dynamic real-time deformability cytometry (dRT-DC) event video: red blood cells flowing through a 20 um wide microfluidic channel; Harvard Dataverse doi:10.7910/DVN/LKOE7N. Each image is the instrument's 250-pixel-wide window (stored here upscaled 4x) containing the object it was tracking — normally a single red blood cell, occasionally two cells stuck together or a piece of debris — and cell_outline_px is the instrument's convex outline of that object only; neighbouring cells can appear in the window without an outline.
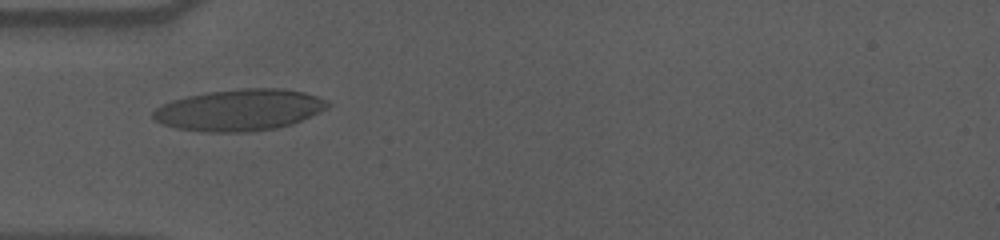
{"species": "human", "species_latin": "Homo sapiens", "temperature_condition": "cold", "stored_images_in_passage": 40, "camera_frame_rate_fps": 3000, "um_per_image_px": 0.085, "donor": {"sex": "male"}, "frame": {"image": 1, "passage_image": 1, "time_ms": 0.0, "image_size_px": [1000, 240], "cell_outline_px": [[332, 104], [328, 108], [320, 112], [292, 124], [276, 128], [244, 132], [208, 132], [176, 128], [160, 124], [152, 116], [152, 112], [156, 108], [172, 100], [188, 96], [208, 92], [244, 88], [280, 88], [304, 92], [316, 96]], "centroid_in_image_um": [20.36, 9.35], "position_along_channel_um": 64.6, "area_um2": 42.08}}
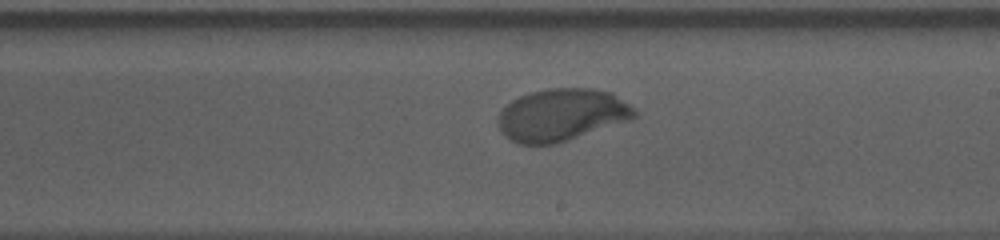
{"frame": {"image": 2, "passage_image": 16, "time_ms": 5.0, "image_size_px": [1000, 240], "cell_outline_px": [[636, 116], [632, 120], [556, 144], [520, 144], [504, 136], [500, 132], [500, 112], [512, 100], [520, 96], [532, 92], [548, 88], [592, 88], [612, 92], [636, 108]], "centroid_in_image_um": [47.8, 9.76], "position_along_channel_um": 241.2, "area_um2": 41.67}}
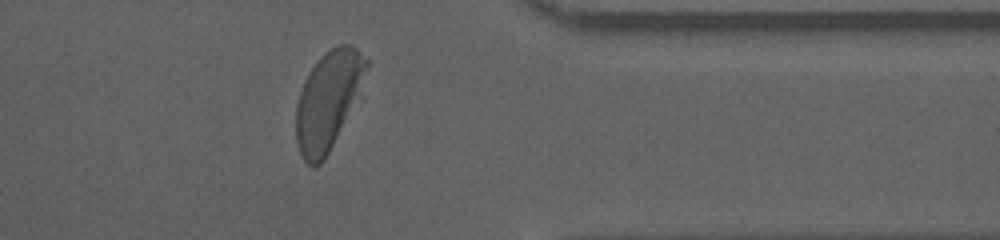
{"frame": {"image": 3, "passage_image": 29, "time_ms": 9.333, "image_size_px": [1000, 240], "cell_outline_px": [[368, 64], [360, 96], [324, 160], [316, 168], [312, 168], [304, 160], [296, 144], [296, 104], [304, 80], [308, 72], [316, 60], [324, 52], [340, 44], [348, 44], [356, 48], [368, 60]], "centroid_in_image_um": [27.89, 8.54], "position_along_channel_um": 383.5, "area_um2": 40.52}, "authors_computed_cell_mechanics": {"area_um2": 41.616, "velocity_mm_per_s": 3.5552, "shape_relaxation_time_tau1_ms": 3.1876, "shape_relaxation_time_tau2_ms": null, "deformation_change_tau1": 0.1758, "deformation_change_tau2": null}}